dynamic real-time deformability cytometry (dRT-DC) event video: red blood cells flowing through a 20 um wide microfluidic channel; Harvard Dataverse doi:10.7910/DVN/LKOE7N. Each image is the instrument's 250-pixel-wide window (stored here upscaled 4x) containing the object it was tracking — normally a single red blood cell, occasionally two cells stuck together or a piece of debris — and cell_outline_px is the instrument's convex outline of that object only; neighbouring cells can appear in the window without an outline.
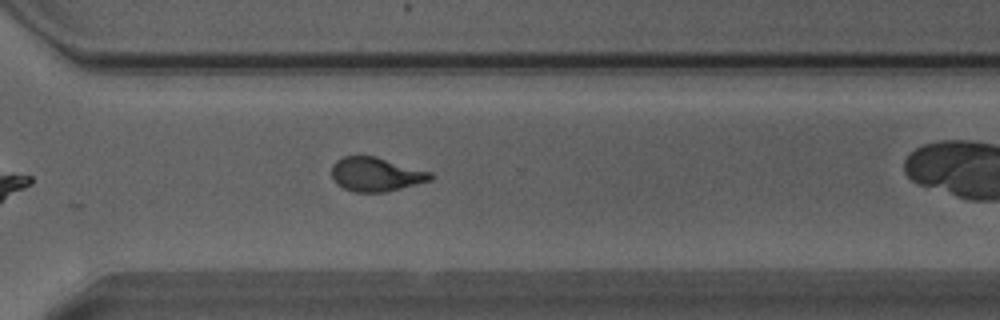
{"species": "Egyptian fruit bat (a non-hibernating species)", "species_latin": "Rousettus aegyptiacus", "temperature_condition": "warm", "stored_images_in_passage": 30, "camera_frame_rate_fps": 3000, "um_per_image_px": 0.085, "animal": {"sex": "male"}, "frame": {"image": 1, "passage_image": 25, "time_ms": 8.0, "image_size_px": [1000, 320], "cell_outline_px": [[432, 180], [388, 192], [356, 192], [344, 188], [336, 184], [332, 176], [332, 164], [336, 160], [344, 156], [376, 156], [432, 172]], "centroid_in_image_um": [31.96, 14.82], "position_along_channel_um": 338.6, "area_um2": 19.71}, "authors_computed_cell_mechanics": {"area_um2": 20.0566, "velocity_mm_per_s": 4.1537, "shape_relaxation_time_tau1_ms": 3.9257, "shape_relaxation_time_tau2_ms": 1.1055, "deformation_change_tau1": 0.1655, "deformation_change_tau2": 0.0852}}